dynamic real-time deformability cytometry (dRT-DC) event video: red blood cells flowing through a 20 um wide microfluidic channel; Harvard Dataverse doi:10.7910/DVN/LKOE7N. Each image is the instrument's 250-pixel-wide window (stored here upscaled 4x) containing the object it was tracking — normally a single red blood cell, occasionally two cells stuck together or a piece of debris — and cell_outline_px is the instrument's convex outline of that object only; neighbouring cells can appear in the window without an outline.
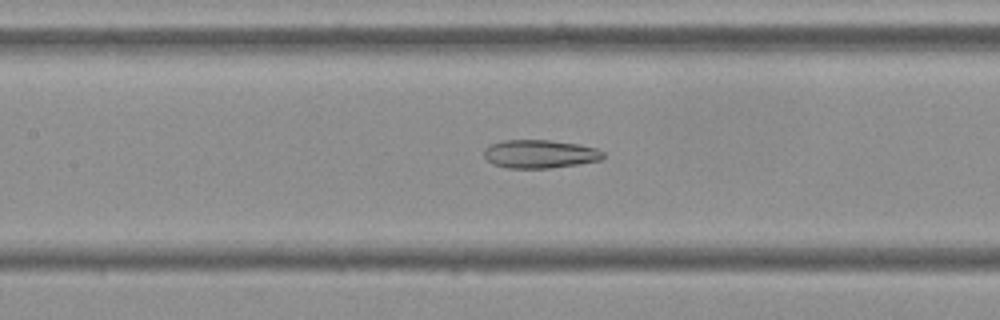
{"species": "Egyptian fruit bat (a non-hibernating species)", "species_latin": "Rousettus aegyptiacus", "temperature_condition": "cold", "stored_images_in_passage": 47, "camera_frame_rate_fps": 3000, "um_per_image_px": 0.085, "frame": {"image": 1, "passage_image": 17, "time_ms": 5.333, "image_size_px": [1000, 320], "cell_outline_px": [[604, 156], [600, 160], [552, 168], [508, 168], [492, 164], [484, 156], [484, 148], [492, 144], [504, 140], [548, 140], [576, 144], [596, 148], [604, 152]], "centroid_in_image_um": [45.86, 13.09], "position_along_channel_um": 161.5, "area_um2": 19.54}}
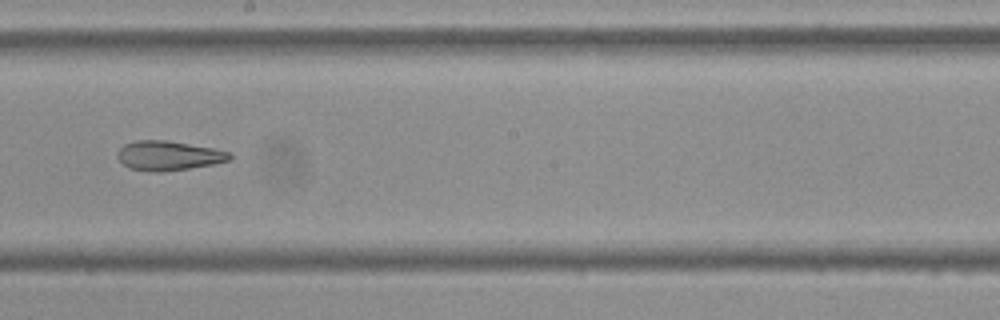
{"frame": {"image": 2, "passage_image": 23, "time_ms": 7.333, "image_size_px": [1000, 320], "cell_outline_px": [[232, 156], [228, 160], [212, 164], [164, 172], [156, 172], [128, 168], [116, 156], [116, 152], [124, 144], [136, 140], [168, 140], [212, 148], [232, 152]], "centroid_in_image_um": [14.29, 13.22], "position_along_channel_um": 233.9, "area_um2": 19.25}}
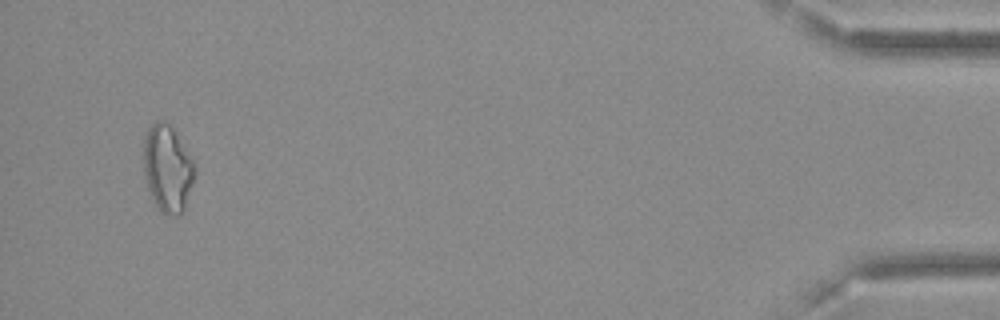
{"frame": {"image": 3, "passage_image": 45, "time_ms": 14.667, "image_size_px": [1000, 320], "cell_outline_px": [[196, 176], [184, 212], [180, 216], [168, 216], [160, 212], [156, 208], [148, 188], [144, 176], [144, 140], [148, 128], [156, 120], [164, 120], [172, 128], [192, 160], [196, 168]], "centroid_in_image_um": [14.25, 14.4], "position_along_channel_um": 420.9, "area_um2": 26.18}, "authors_computed_cell_mechanics": {"area_um2": 22.0796, "velocity_mm_per_s": 3.6265, "shape_relaxation_time_tau1_ms": null, "shape_relaxation_time_tau2_ms": 3.3128, "deformation_change_tau1": null, "deformation_change_tau2": 0.112}}